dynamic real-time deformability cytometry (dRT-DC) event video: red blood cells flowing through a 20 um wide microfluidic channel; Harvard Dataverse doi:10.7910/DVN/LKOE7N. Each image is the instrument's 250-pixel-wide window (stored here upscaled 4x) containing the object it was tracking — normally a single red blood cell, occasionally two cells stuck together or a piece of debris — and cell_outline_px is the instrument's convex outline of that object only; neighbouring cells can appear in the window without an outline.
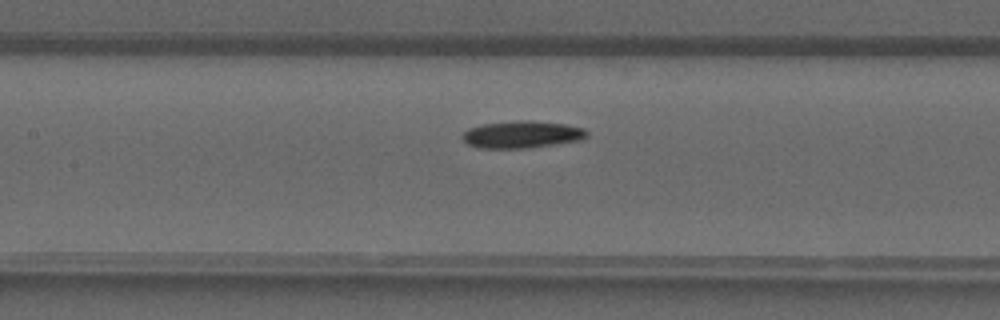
{"species": "common noctule bat (a hibernating species)", "species_latin": "Nyctalus noctula", "temperature_condition": "warm", "stored_images_in_passage": 41, "camera_frame_rate_fps": 3000, "um_per_image_px": 0.085, "animal": {"sex": "male", "forearm_length_mm": 52.5}, "frame": {"image": 1, "passage_image": 19, "time_ms": 6.0, "image_size_px": [1000, 320], "cell_outline_px": [[588, 136], [584, 140], [528, 148], [480, 148], [468, 144], [460, 136], [468, 128], [484, 124], [520, 120], [528, 120], [564, 124], [584, 128], [588, 132]], "centroid_in_image_um": [44.39, 11.44], "position_along_channel_um": 163.0, "area_um2": 19.77}}
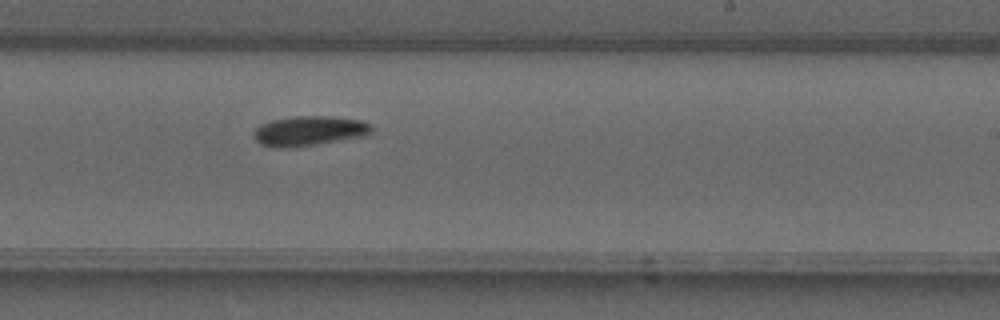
{"frame": {"image": 2, "passage_image": 25, "time_ms": 8.0, "image_size_px": [1000, 320], "cell_outline_px": [[372, 132], [364, 136], [320, 144], [288, 148], [272, 148], [260, 144], [256, 140], [252, 132], [260, 124], [272, 120], [292, 116], [332, 116], [360, 120], [372, 124]], "centroid_in_image_um": [26.26, 11.13], "position_along_channel_um": 262.7, "area_um2": 20.81}}
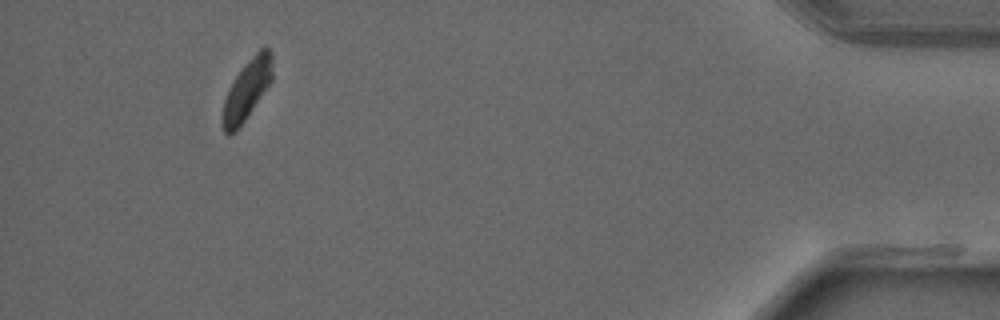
{"frame": {"image": 3, "passage_image": 38, "time_ms": 12.333, "image_size_px": [1000, 320], "cell_outline_px": [[272, 80], [236, 132], [228, 136], [224, 132], [224, 100], [236, 76], [244, 64], [260, 48], [268, 48], [272, 52]], "centroid_in_image_um": [21.02, 7.6], "position_along_channel_um": 414.2, "area_um2": 16.82}}